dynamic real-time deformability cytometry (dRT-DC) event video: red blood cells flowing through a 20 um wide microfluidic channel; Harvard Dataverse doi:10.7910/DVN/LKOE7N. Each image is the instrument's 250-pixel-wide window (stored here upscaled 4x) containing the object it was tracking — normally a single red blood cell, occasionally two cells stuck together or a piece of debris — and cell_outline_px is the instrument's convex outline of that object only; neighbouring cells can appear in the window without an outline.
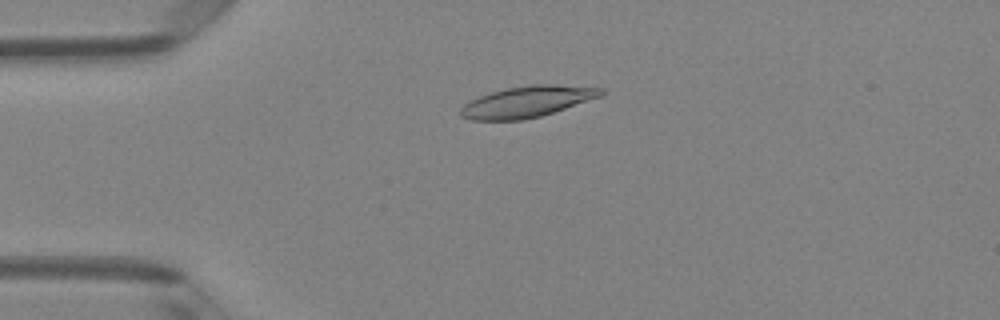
{"species": "Egyptian fruit bat (a non-hibernating species)", "species_latin": "Rousettus aegyptiacus", "temperature_condition": "room temperature", "stored_images_in_passage": 50, "camera_frame_rate_fps": 3000, "um_per_image_px": 0.085, "animal": {"sex": "female"}, "frame": {"image": 1, "passage_image": 12, "time_ms": 3.667, "image_size_px": [1000, 320], "cell_outline_px": [[604, 92], [600, 96], [540, 116], [520, 120], [472, 120], [460, 116], [460, 108], [464, 104], [480, 96], [504, 88], [532, 84], [556, 84], [604, 88]], "centroid_in_image_um": [44.78, 8.63], "position_along_channel_um": 40.2, "area_um2": 25.2}}
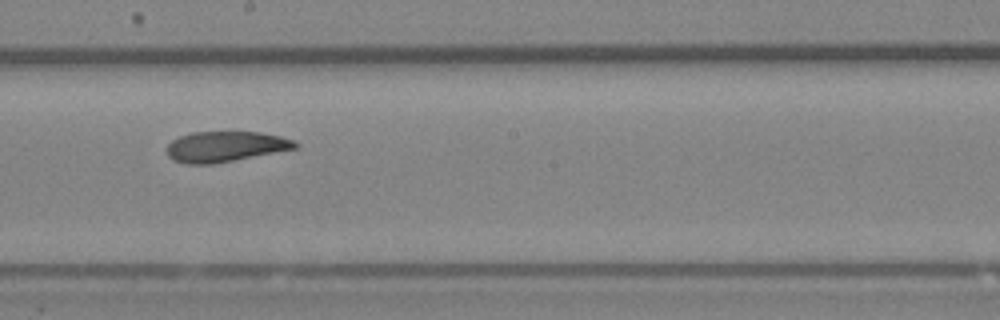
{"frame": {"image": 2, "passage_image": 28, "time_ms": 9.0, "image_size_px": [1000, 320], "cell_outline_px": [[300, 144], [296, 148], [212, 164], [184, 164], [172, 160], [168, 156], [168, 144], [172, 140], [180, 136], [192, 132], [260, 132], [280, 136], [292, 140]], "centroid_in_image_um": [19.12, 12.46], "position_along_channel_um": 229.1, "area_um2": 22.6}}
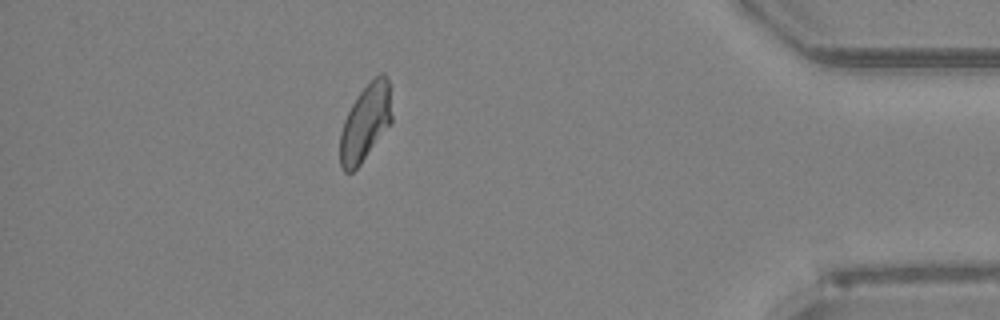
{"frame": {"image": 3, "passage_image": 44, "time_ms": 14.333, "image_size_px": [1000, 320], "cell_outline_px": [[392, 120], [360, 164], [352, 172], [344, 172], [340, 164], [340, 132], [344, 120], [356, 96], [380, 72], [384, 72], [388, 76], [392, 116]], "centroid_in_image_um": [31.05, 10.4], "position_along_channel_um": 404.2, "area_um2": 22.77}, "authors_computed_cell_mechanics": {"area_um2": 24.1026, "velocity_mm_per_s": 4.0991, "shape_relaxation_time_tau1_ms": 5.6294, "shape_relaxation_time_tau2_ms": 1.7243, "deformation_change_tau1": 0.1532, "deformation_change_tau2": 0.0637}}